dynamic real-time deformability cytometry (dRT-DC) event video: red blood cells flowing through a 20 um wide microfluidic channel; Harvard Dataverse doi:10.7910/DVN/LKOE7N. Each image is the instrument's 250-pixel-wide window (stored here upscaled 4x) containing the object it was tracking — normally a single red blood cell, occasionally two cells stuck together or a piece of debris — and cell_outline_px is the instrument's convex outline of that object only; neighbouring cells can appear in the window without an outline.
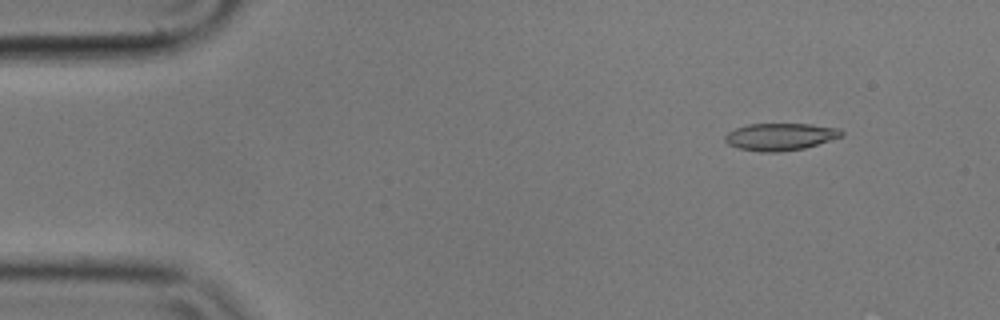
{"species": "common noctule bat (a hibernating species)", "species_latin": "Nyctalus noctula", "temperature_condition": "cold", "stored_images_in_passage": 18, "camera_frame_rate_fps": 3000, "um_per_image_px": 0.085, "animal": {"sex": "male", "body_mass_g": 17.9}, "frame": {"image": 1, "passage_image": 1, "time_ms": 0.0, "image_size_px": [1000, 320], "cell_outline_px": [[844, 136], [804, 148], [780, 152], [760, 152], [740, 148], [728, 144], [724, 140], [724, 136], [728, 132], [736, 128], [748, 124], [812, 124], [840, 128], [844, 132]], "centroid_in_image_um": [66.35, 11.62], "position_along_channel_um": 18.7, "area_um2": 18.55}}
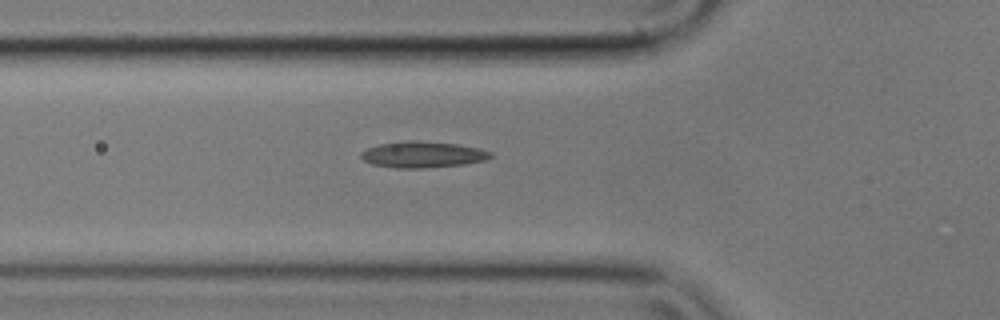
{"frame": {"image": 2, "passage_image": 14, "time_ms": 4.333, "image_size_px": [1000, 320], "cell_outline_px": [[496, 156], [484, 160], [464, 164], [424, 168], [396, 168], [372, 164], [364, 160], [360, 156], [360, 152], [368, 148], [380, 144], [460, 144], [480, 148], [492, 152]], "centroid_in_image_um": [36.01, 13.2], "position_along_channel_um": 89.8, "area_um2": 18.67}}
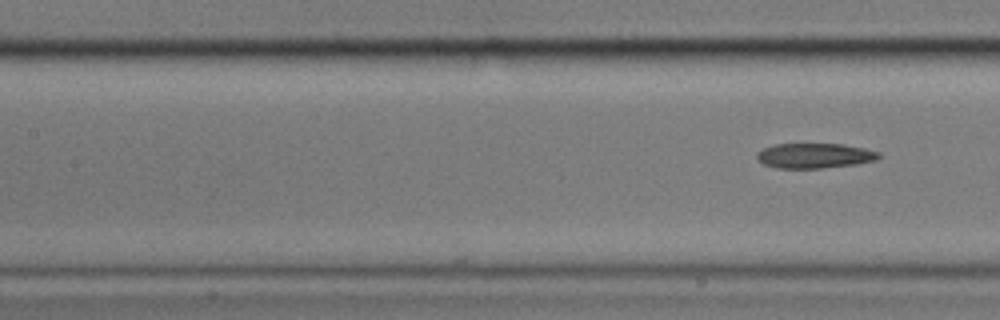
{"frame": {"image": 3, "passage_image": 18, "time_ms": 5.667, "image_size_px": [1000, 320], "cell_outline_px": [[880, 156], [876, 160], [852, 164], [820, 168], [776, 168], [764, 164], [756, 156], [756, 152], [764, 148], [776, 144], [844, 144], [864, 148], [880, 152]], "centroid_in_image_um": [69.23, 13.22], "position_along_channel_um": 138.2, "area_um2": 17.57}}